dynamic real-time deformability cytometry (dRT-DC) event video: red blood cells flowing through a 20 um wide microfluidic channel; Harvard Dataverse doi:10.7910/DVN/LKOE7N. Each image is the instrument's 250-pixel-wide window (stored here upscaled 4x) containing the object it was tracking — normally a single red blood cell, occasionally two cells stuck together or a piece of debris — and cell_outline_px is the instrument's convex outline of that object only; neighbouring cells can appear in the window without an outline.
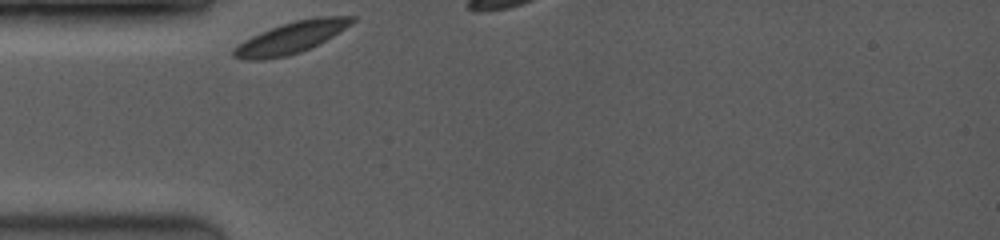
{"species": "common noctule bat (a hibernating species)", "species_latin": "Nyctalus noctula", "temperature_condition": "room temperature", "stored_images_in_passage": 5, "camera_frame_rate_fps": 3500, "um_per_image_px": 0.085, "animal": {"sex": "female", "body_mass_g": 19.0, "forearm_length_mm": 53.3}, "frame": {"image": 1, "passage_image": 1, "time_ms": 0.0, "image_size_px": [1000, 240], "cell_outline_px": [[356, 20], [352, 24], [332, 36], [300, 52], [288, 56], [264, 60], [244, 60], [232, 56], [232, 52], [244, 40], [252, 36], [280, 24], [296, 20], [316, 16], [356, 16]], "centroid_in_image_um": [24.75, 3.19], "position_along_channel_um": 60.3, "area_um2": 21.56}}